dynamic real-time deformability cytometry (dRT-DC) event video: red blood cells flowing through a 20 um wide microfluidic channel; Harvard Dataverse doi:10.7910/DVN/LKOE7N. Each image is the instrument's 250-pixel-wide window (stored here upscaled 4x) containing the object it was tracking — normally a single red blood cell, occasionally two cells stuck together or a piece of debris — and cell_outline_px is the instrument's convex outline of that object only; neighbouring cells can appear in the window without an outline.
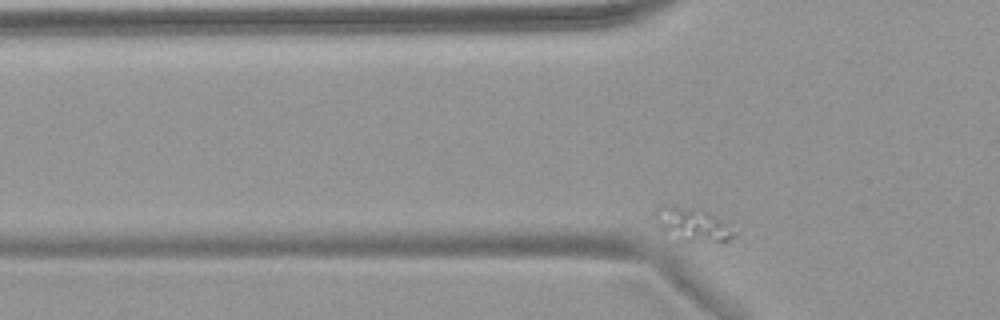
{"species": "common noctule bat (a hibernating species)", "species_latin": "Nyctalus noctula", "temperature_condition": "warm", "stored_images_in_passage": 40, "camera_frame_rate_fps": 3000, "um_per_image_px": 0.085, "animal": {"sex": "female", "body_mass_g": 18.4}, "frame": {"image": 1, "passage_image": 8, "time_ms": 2.333, "image_size_px": [1000, 320], "cell_outline_px": [[736, 236], [728, 240], [668, 244], [652, 212], [660, 204], [664, 204], [700, 208], [708, 212], [736, 232]], "centroid_in_image_um": [58.68, 19.13], "position_along_channel_um": 67.1, "area_um2": 16.47}}
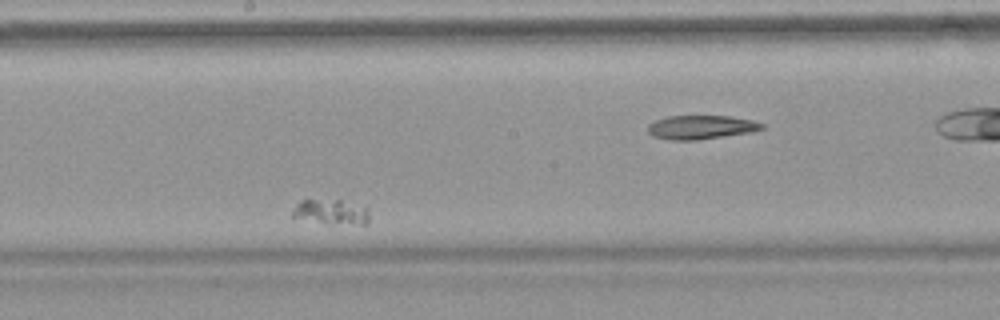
{"frame": {"image": 2, "passage_image": 24, "time_ms": 7.667, "image_size_px": [1000, 320], "cell_outline_px": [[368, 224], [360, 224], [292, 220], [292, 212], [296, 204], [308, 196], [340, 200], [368, 208]], "centroid_in_image_um": [28.02, 17.96], "position_along_channel_um": 220.2, "area_um2": 11.62}}